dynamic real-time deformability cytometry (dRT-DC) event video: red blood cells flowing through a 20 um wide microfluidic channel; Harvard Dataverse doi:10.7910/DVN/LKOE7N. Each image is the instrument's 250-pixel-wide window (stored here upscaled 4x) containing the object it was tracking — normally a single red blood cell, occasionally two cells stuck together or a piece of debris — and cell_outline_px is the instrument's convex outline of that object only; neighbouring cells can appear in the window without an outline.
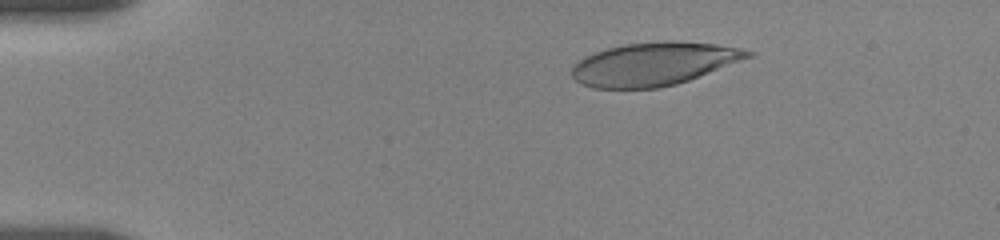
{"species": "human", "species_latin": "Homo sapiens", "temperature_condition": "room temperature", "stored_images_in_passage": 36, "camera_frame_rate_fps": 3000, "um_per_image_px": 0.085, "donor": {"sex": "female"}, "frame": {"image": 1, "passage_image": 7, "time_ms": 2.667, "image_size_px": [1000, 240], "cell_outline_px": [[756, 52], [752, 56], [688, 80], [676, 84], [660, 88], [592, 88], [580, 84], [572, 76], [572, 68], [584, 56], [608, 48], [624, 44], [664, 40], [676, 40], [716, 44], [740, 48]], "centroid_in_image_um": [55.57, 5.42], "position_along_channel_um": 29.4, "area_um2": 44.16}}
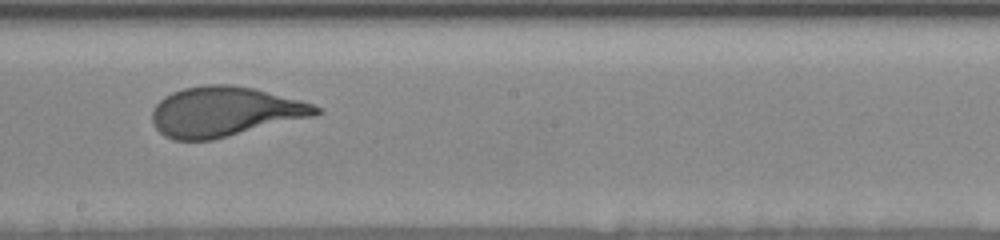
{"frame": {"image": 2, "passage_image": 22, "time_ms": 10.0, "image_size_px": [1000, 240], "cell_outline_px": [[324, 112], [316, 116], [212, 140], [172, 140], [164, 136], [156, 128], [152, 120], [152, 108], [164, 96], [172, 92], [184, 88], [204, 84], [232, 84], [256, 88], [300, 100], [312, 104], [320, 108]], "centroid_in_image_um": [19.11, 9.48], "position_along_channel_um": 229.1, "area_um2": 47.97}}
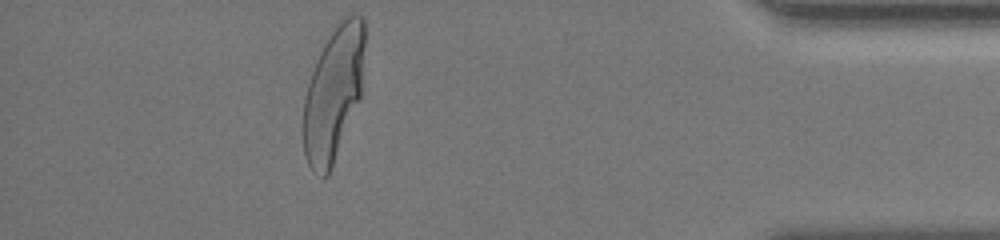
{"frame": {"image": 3, "passage_image": 36, "time_ms": 16.0, "image_size_px": [1000, 240], "cell_outline_px": [[364, 44], [360, 100], [328, 176], [324, 176], [312, 172], [308, 164], [304, 152], [304, 96], [316, 60], [324, 44], [340, 16], [352, 12], [364, 16]], "centroid_in_image_um": [28.35, 7.88], "position_along_channel_um": 406.8, "area_um2": 47.92}, "authors_computed_cell_mechanics": {"area_um2": 47.1648, "velocity_mm_per_s": 3.6401, "shape_relaxation_time_tau1_ms": 3.7638, "shape_relaxation_time_tau2_ms": null, "deformation_change_tau1": 0.2012, "deformation_change_tau2": null}}